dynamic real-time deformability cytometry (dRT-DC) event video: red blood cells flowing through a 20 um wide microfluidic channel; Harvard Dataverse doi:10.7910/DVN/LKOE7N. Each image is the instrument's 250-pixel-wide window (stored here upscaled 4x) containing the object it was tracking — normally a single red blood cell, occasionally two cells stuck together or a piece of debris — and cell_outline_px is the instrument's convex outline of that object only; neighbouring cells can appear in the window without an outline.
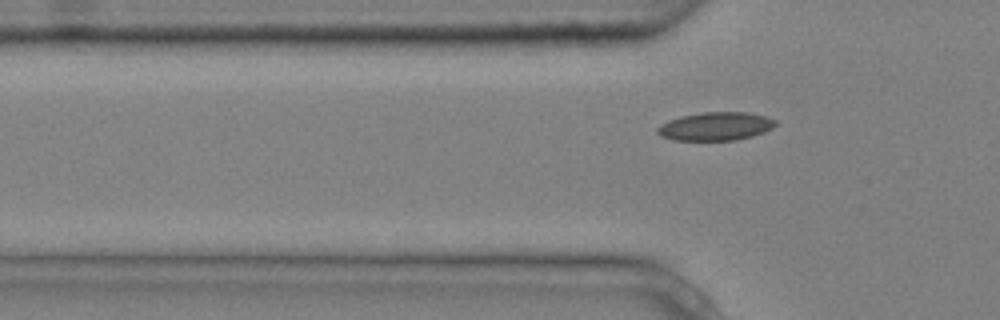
{"species": "common noctule bat (a hibernating species)", "species_latin": "Nyctalus noctula", "temperature_condition": "cold", "stored_images_in_passage": 3, "segment_of_instrument_passage": [2, 2], "camera_frame_rate_fps": 3000, "um_per_image_px": 0.085, "animal": {"sex": "male", "body_mass_g": 20.4}, "frame": {"image": 1, "passage_image": 3, "time_ms": 0.667, "image_size_px": [1000, 320], "cell_outline_px": [[776, 124], [772, 128], [764, 132], [752, 136], [736, 140], [672, 140], [660, 136], [656, 132], [656, 128], [660, 124], [668, 120], [680, 116], [704, 112], [748, 112], [768, 116], [776, 120]], "centroid_in_image_um": [60.81, 10.73], "position_along_channel_um": 65.0, "area_um2": 19.71}}